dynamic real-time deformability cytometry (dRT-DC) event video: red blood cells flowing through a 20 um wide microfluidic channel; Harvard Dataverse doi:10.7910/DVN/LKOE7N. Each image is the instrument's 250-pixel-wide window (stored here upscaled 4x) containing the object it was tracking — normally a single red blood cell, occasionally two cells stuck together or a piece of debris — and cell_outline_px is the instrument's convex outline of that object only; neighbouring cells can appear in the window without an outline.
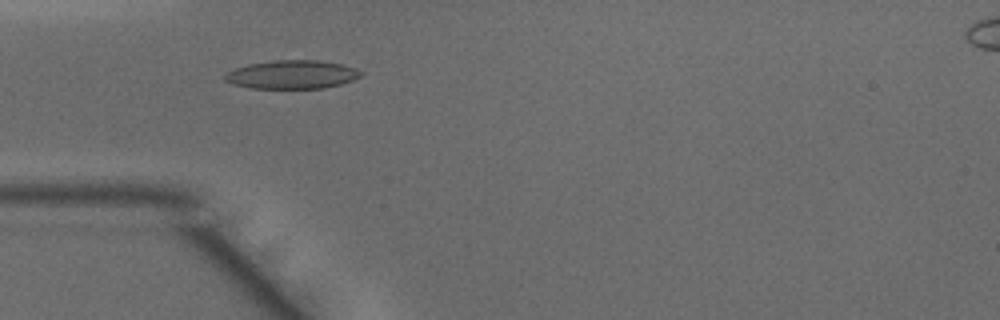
{"species": "common noctule bat (a hibernating species)", "species_latin": "Nyctalus noctula", "temperature_condition": "warm", "stored_images_in_passage": 45, "camera_frame_rate_fps": 3000, "um_per_image_px": 0.085, "animal": {"sex": "male", "body_mass_g": 15.6}, "frame": {"image": 1, "passage_image": 11, "time_ms": 3.333, "image_size_px": [1000, 320], "cell_outline_px": [[364, 72], [360, 76], [352, 80], [340, 84], [324, 88], [252, 88], [232, 84], [224, 80], [224, 76], [228, 72], [236, 68], [248, 64], [276, 60], [320, 60], [340, 64], [356, 68]], "centroid_in_image_um": [24.83, 6.33], "position_along_channel_um": 60.2, "area_um2": 22.48}}
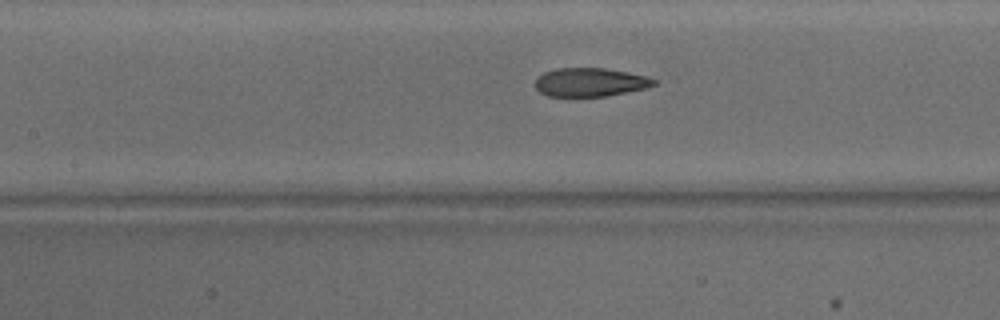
{"frame": {"image": 2, "passage_image": 18, "time_ms": 5.667, "image_size_px": [1000, 320], "cell_outline_px": [[656, 84], [644, 88], [608, 96], [548, 96], [540, 92], [536, 88], [536, 80], [544, 72], [556, 68], [604, 68], [628, 72], [644, 76], [656, 80]], "centroid_in_image_um": [50.15, 6.99], "position_along_channel_um": 157.3, "area_um2": 19.54}}
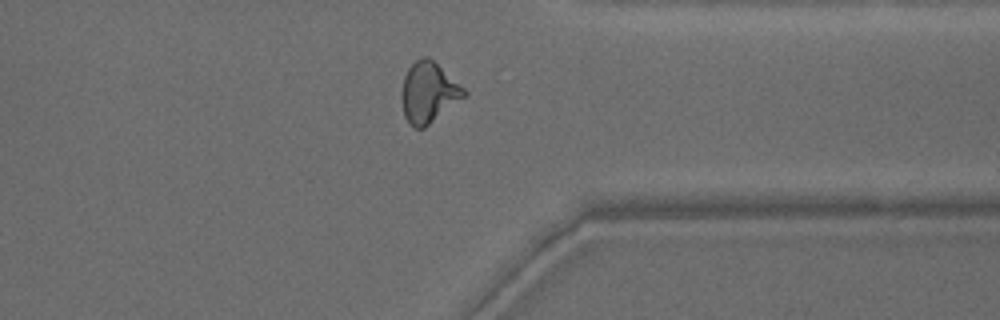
{"frame": {"image": 3, "passage_image": 34, "time_ms": 11.0, "image_size_px": [1000, 320], "cell_outline_px": [[468, 92], [464, 96], [424, 128], [416, 128], [404, 116], [400, 100], [400, 92], [404, 76], [408, 68], [416, 60], [424, 56], [428, 56], [464, 88]], "centroid_in_image_um": [36.37, 7.84], "position_along_channel_um": 375.0, "area_um2": 21.68}, "authors_computed_cell_mechanics": {"area_um2": 21.6172, "velocity_mm_per_s": 4.192, "shape_relaxation_time_tau1_ms": 9.4043, "shape_relaxation_time_tau2_ms": 1.4571, "deformation_change_tau1": 0.2724, "deformation_change_tau2": 0.0911}}